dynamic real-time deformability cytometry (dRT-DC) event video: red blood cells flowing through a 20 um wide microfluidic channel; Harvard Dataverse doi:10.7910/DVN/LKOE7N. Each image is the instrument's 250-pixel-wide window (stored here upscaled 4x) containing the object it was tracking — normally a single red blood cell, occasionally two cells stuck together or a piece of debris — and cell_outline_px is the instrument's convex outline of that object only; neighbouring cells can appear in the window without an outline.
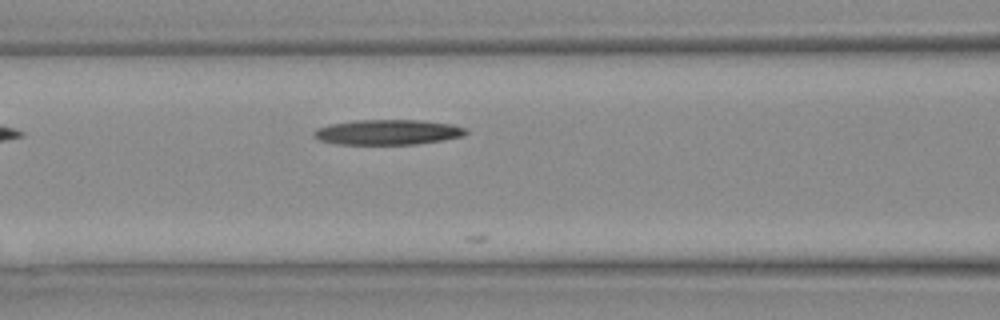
{"species": "Egyptian fruit bat (a non-hibernating species)", "species_latin": "Rousettus aegyptiacus", "temperature_condition": "warm", "stored_images_in_passage": 5, "camera_frame_rate_fps": 3000, "um_per_image_px": 0.085, "animal": {"sex": "female"}, "frame": {"image": 1, "passage_image": 4, "time_ms": 1.0, "image_size_px": [1000, 320], "cell_outline_px": [[468, 132], [460, 136], [444, 140], [412, 144], [336, 144], [320, 140], [312, 136], [312, 132], [316, 128], [328, 124], [352, 120], [420, 120], [452, 124], [464, 128]], "centroid_in_image_um": [32.88, 11.22], "position_along_channel_um": 133.7, "area_um2": 22.31}}